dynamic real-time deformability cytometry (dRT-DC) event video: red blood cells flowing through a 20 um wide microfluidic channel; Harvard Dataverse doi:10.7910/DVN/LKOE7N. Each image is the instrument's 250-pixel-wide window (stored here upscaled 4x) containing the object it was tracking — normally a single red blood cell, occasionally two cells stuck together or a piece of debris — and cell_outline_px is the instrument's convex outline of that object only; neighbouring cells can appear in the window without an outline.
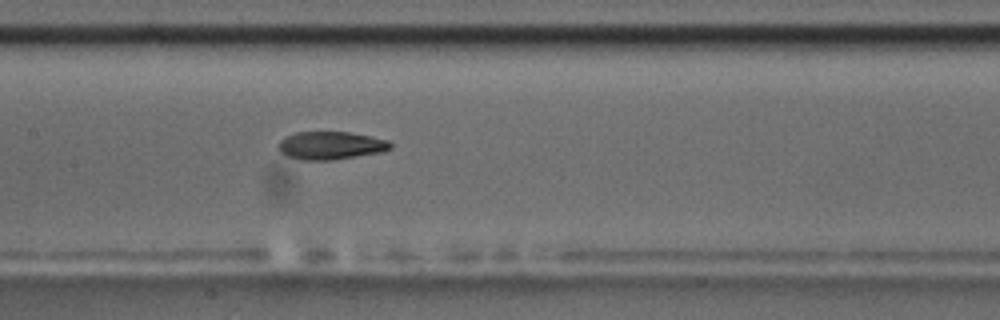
{"species": "common noctule bat (a hibernating species)", "species_latin": "Nyctalus noctula", "temperature_condition": "room temperature", "stored_images_in_passage": 6, "camera_frame_rate_fps": 3000, "um_per_image_px": 0.085, "animal": {"sex": "male", "body_mass_g": 17.5, "forearm_length_mm": 52.3}, "frame": {"image": 1, "passage_image": 6, "time_ms": 5.667, "image_size_px": [1000, 320], "cell_outline_px": [[392, 148], [380, 152], [332, 160], [304, 160], [288, 156], [280, 152], [280, 140], [284, 136], [296, 132], [348, 132], [372, 136], [388, 140], [392, 144]], "centroid_in_image_um": [28.12, 12.36], "position_along_channel_um": 179.3, "area_um2": 18.15}}